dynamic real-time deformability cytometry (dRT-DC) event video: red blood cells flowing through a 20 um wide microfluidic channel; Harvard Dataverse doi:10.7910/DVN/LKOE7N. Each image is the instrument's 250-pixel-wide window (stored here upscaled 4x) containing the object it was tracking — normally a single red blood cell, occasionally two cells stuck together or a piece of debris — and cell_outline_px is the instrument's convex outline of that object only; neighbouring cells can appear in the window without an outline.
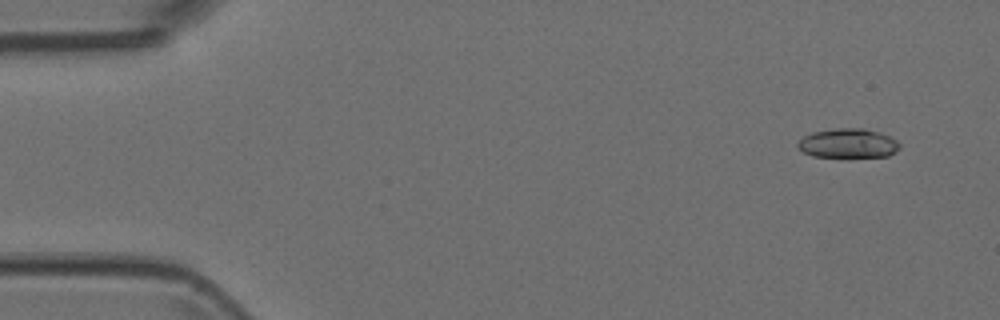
{"species": "Egyptian fruit bat (a non-hibernating species)", "species_latin": "Rousettus aegyptiacus", "temperature_condition": "room temperature", "stored_images_in_passage": 10, "camera_frame_rate_fps": 3000, "um_per_image_px": 0.085, "animal": {"sex": "female"}, "frame": {"image": 1, "passage_image": 1, "time_ms": 0.0, "image_size_px": [1000, 320], "cell_outline_px": [[900, 148], [896, 152], [888, 156], [812, 156], [804, 152], [796, 144], [804, 136], [812, 132], [836, 128], [864, 128], [880, 132], [896, 140], [900, 144]], "centroid_in_image_um": [72.11, 12.16], "position_along_channel_um": 12.9, "area_um2": 17.22}}
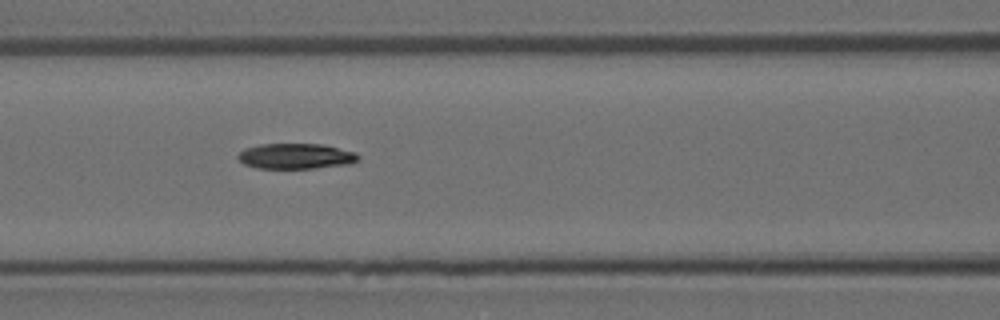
{"frame": {"image": 2, "passage_image": 6, "time_ms": 1.667, "image_size_px": [1000, 320], "cell_outline_px": [[360, 160], [348, 164], [316, 168], [256, 168], [244, 164], [236, 156], [244, 148], [260, 144], [320, 144], [356, 152], [360, 156]], "centroid_in_image_um": [25.15, 13.27], "position_along_channel_um": 141.5, "area_um2": 17.86}}
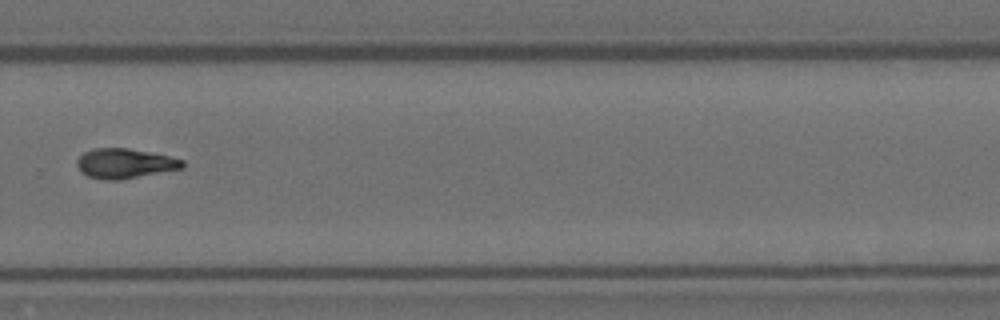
{"frame": {"image": 3, "passage_image": 10, "time_ms": 3.0, "image_size_px": [1000, 320], "cell_outline_px": [[184, 168], [120, 180], [104, 180], [88, 176], [80, 172], [76, 164], [76, 160], [84, 152], [92, 148], [128, 148], [168, 156], [184, 160]], "centroid_in_image_um": [10.58, 13.9], "position_along_channel_um": 319.2, "area_um2": 18.38}}